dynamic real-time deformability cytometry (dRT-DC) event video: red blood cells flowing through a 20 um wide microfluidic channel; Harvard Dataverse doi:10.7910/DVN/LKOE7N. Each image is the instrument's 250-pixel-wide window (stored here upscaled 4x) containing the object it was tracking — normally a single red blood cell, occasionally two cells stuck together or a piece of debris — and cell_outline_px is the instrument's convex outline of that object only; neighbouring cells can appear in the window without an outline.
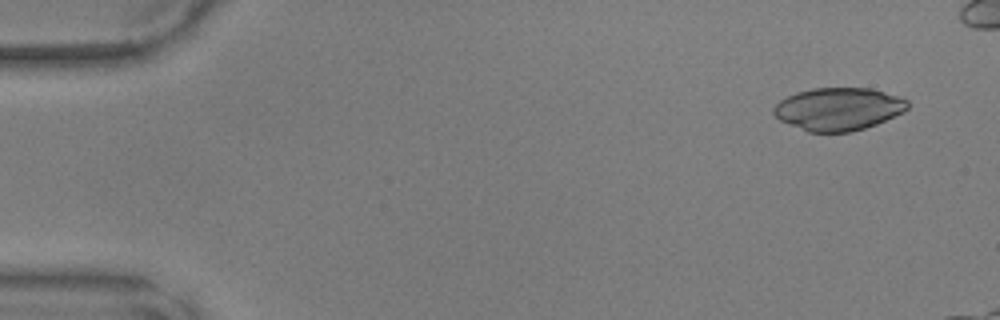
{"species": "common noctule bat (a hibernating species)", "species_latin": "Nyctalus noctula", "temperature_condition": "warm", "stored_images_in_passage": 12, "camera_frame_rate_fps": 3000, "um_per_image_px": 0.085, "animal": {"sex": "male", "body_mass_g": 17.9, "forearm_length_mm": 54.2}, "frame": {"image": 1, "passage_image": 1, "time_ms": 0.0, "image_size_px": [1000, 320], "cell_outline_px": [[908, 108], [904, 112], [876, 124], [852, 132], [808, 132], [780, 120], [772, 112], [772, 108], [780, 100], [796, 92], [812, 88], [868, 88], [884, 92], [908, 100]], "centroid_in_image_um": [71.25, 9.27], "position_along_channel_um": 13.8, "area_um2": 33.23}}